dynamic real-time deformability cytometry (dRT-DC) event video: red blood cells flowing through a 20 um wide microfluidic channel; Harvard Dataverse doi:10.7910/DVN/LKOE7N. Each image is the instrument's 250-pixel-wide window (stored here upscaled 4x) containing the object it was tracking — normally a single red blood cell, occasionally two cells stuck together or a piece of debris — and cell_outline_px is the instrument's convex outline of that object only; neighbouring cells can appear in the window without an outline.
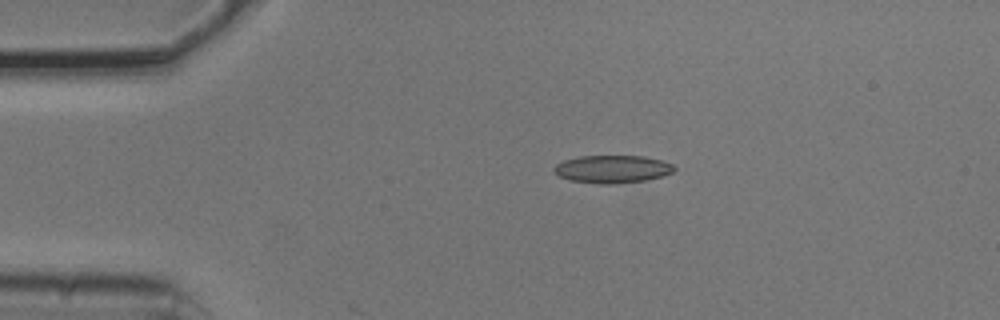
{"species": "common noctule bat (a hibernating species)", "species_latin": "Nyctalus noctula", "temperature_condition": "cold", "stored_images_in_passage": 5, "camera_frame_rate_fps": 3000, "um_per_image_px": 0.085, "animal": {"sex": "male", "body_mass_g": 20.5, "forearm_length_mm": 52.5}, "frame": {"image": 1, "passage_image": 2, "time_ms": 0.333, "image_size_px": [1000, 320], "cell_outline_px": [[676, 168], [672, 172], [664, 176], [644, 180], [616, 184], [600, 184], [568, 180], [552, 172], [552, 168], [556, 164], [564, 160], [580, 156], [644, 156], [660, 160], [672, 164]], "centroid_in_image_um": [52.02, 14.38], "position_along_channel_um": 33.0, "area_um2": 19.54}}
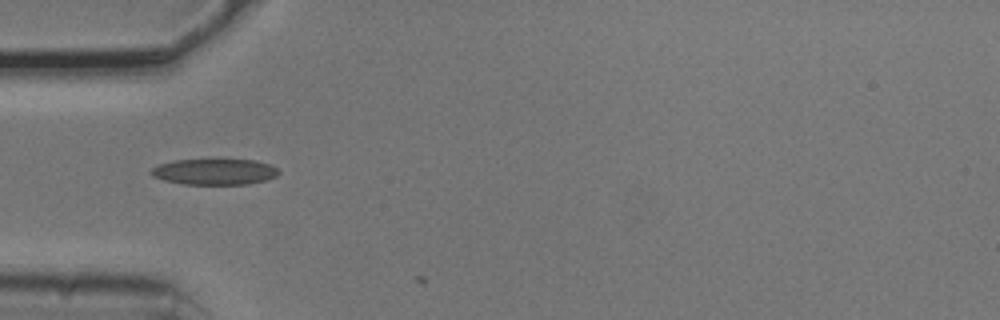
{"frame": {"image": 2, "passage_image": 3, "time_ms": 0.667, "image_size_px": [1000, 320], "cell_outline_px": [[280, 172], [276, 176], [264, 180], [248, 184], [184, 184], [164, 180], [152, 176], [148, 172], [152, 168], [160, 164], [172, 160], [256, 160], [268, 164], [276, 168]], "centroid_in_image_um": [18.2, 14.6], "position_along_channel_um": 66.8, "area_um2": 19.13}}
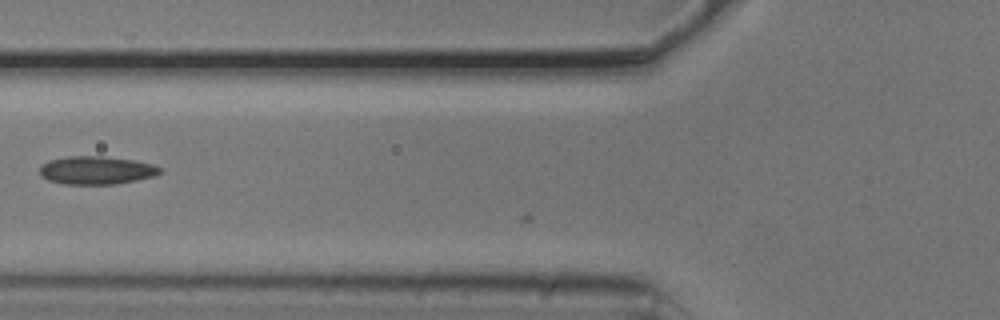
{"frame": {"image": 3, "passage_image": 4, "time_ms": 1.0, "image_size_px": [1000, 320], "cell_outline_px": [[160, 172], [156, 176], [116, 184], [64, 184], [48, 180], [40, 176], [40, 164], [48, 160], [68, 156], [104, 156], [132, 160], [152, 164], [160, 168]], "centroid_in_image_um": [8.15, 14.47], "position_along_channel_um": 117.7, "area_um2": 19.77}}